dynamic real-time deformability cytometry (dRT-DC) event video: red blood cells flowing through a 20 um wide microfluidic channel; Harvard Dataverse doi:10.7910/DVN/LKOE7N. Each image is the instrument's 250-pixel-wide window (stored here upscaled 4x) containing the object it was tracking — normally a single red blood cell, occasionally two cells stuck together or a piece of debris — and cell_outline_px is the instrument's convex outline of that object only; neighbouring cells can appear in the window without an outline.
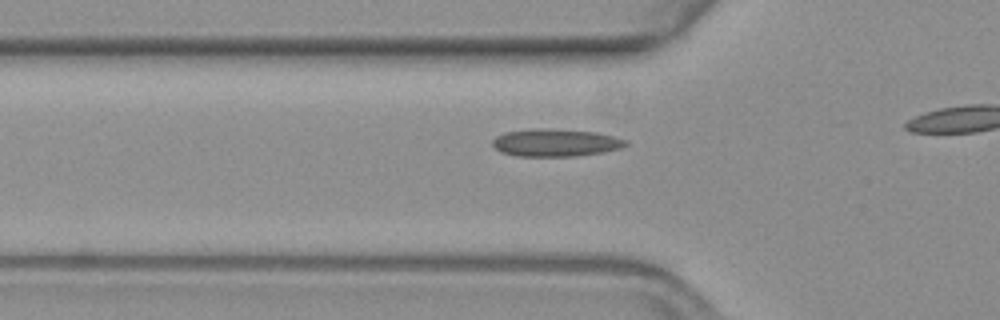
{"species": "common noctule bat (a hibernating species)", "species_latin": "Nyctalus noctula", "temperature_condition": "warm", "stored_images_in_passage": 9, "camera_frame_rate_fps": 3000, "um_per_image_px": 0.085, "animal": {"sex": "female", "body_mass_g": 19.3, "forearm_length_mm": 54.1}, "frame": {"image": 1, "passage_image": 3, "time_ms": 0.667, "image_size_px": [1000, 320], "cell_outline_px": [[628, 144], [620, 148], [600, 152], [576, 156], [516, 156], [500, 152], [492, 144], [492, 140], [496, 136], [504, 132], [532, 128], [540, 128], [596, 132], [628, 140]], "centroid_in_image_um": [47.18, 12.12], "position_along_channel_um": 78.6, "area_um2": 21.33}}
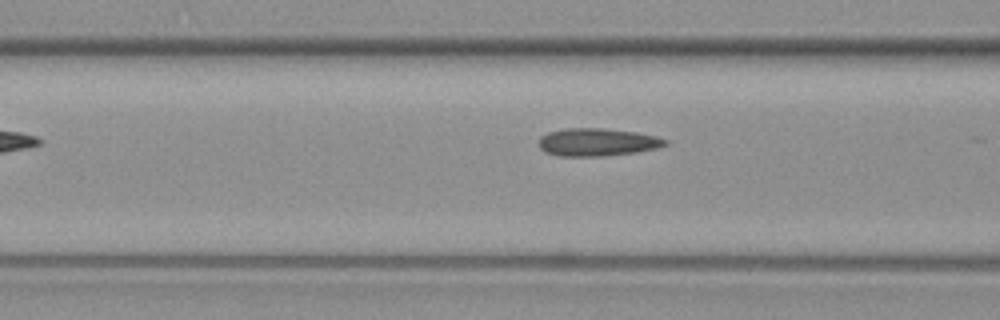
{"frame": {"image": 2, "passage_image": 6, "time_ms": 1.667, "image_size_px": [1000, 320], "cell_outline_px": [[668, 144], [656, 148], [636, 152], [604, 156], [560, 156], [548, 152], [540, 148], [540, 136], [548, 132], [568, 128], [604, 128], [636, 132], [656, 136], [668, 140]], "centroid_in_image_um": [50.79, 12.08], "position_along_channel_um": 115.8, "area_um2": 20.35}}